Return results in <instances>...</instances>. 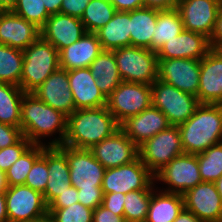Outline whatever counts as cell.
I'll return each mask as SVG.
<instances>
[{
	"mask_svg": "<svg viewBox=\"0 0 222 222\" xmlns=\"http://www.w3.org/2000/svg\"><path fill=\"white\" fill-rule=\"evenodd\" d=\"M20 128L32 144L43 145L39 139L59 132L60 138L49 143L48 146H60L67 133V116L59 110L53 109L39 100L33 93H25L21 104Z\"/></svg>",
	"mask_w": 222,
	"mask_h": 222,
	"instance_id": "6da1fadb",
	"label": "cell"
},
{
	"mask_svg": "<svg viewBox=\"0 0 222 222\" xmlns=\"http://www.w3.org/2000/svg\"><path fill=\"white\" fill-rule=\"evenodd\" d=\"M119 126L107 106L75 110L67 117V133L63 145L90 149L111 136Z\"/></svg>",
	"mask_w": 222,
	"mask_h": 222,
	"instance_id": "7a4b0ae2",
	"label": "cell"
},
{
	"mask_svg": "<svg viewBox=\"0 0 222 222\" xmlns=\"http://www.w3.org/2000/svg\"><path fill=\"white\" fill-rule=\"evenodd\" d=\"M178 128L184 153L196 155L204 152L222 142V105L200 104Z\"/></svg>",
	"mask_w": 222,
	"mask_h": 222,
	"instance_id": "3957f363",
	"label": "cell"
},
{
	"mask_svg": "<svg viewBox=\"0 0 222 222\" xmlns=\"http://www.w3.org/2000/svg\"><path fill=\"white\" fill-rule=\"evenodd\" d=\"M23 52V68L20 87L25 93H33L53 72L60 68L59 52L39 36Z\"/></svg>",
	"mask_w": 222,
	"mask_h": 222,
	"instance_id": "277c9868",
	"label": "cell"
},
{
	"mask_svg": "<svg viewBox=\"0 0 222 222\" xmlns=\"http://www.w3.org/2000/svg\"><path fill=\"white\" fill-rule=\"evenodd\" d=\"M112 51L122 81L152 85L158 79L157 53L136 46Z\"/></svg>",
	"mask_w": 222,
	"mask_h": 222,
	"instance_id": "5b68a950",
	"label": "cell"
},
{
	"mask_svg": "<svg viewBox=\"0 0 222 222\" xmlns=\"http://www.w3.org/2000/svg\"><path fill=\"white\" fill-rule=\"evenodd\" d=\"M152 105L161 110L170 125L186 122L200 105L198 98L157 79L151 85Z\"/></svg>",
	"mask_w": 222,
	"mask_h": 222,
	"instance_id": "8992f818",
	"label": "cell"
},
{
	"mask_svg": "<svg viewBox=\"0 0 222 222\" xmlns=\"http://www.w3.org/2000/svg\"><path fill=\"white\" fill-rule=\"evenodd\" d=\"M139 158L155 175L170 161L183 154L178 126L170 125L138 147Z\"/></svg>",
	"mask_w": 222,
	"mask_h": 222,
	"instance_id": "52a82bcc",
	"label": "cell"
},
{
	"mask_svg": "<svg viewBox=\"0 0 222 222\" xmlns=\"http://www.w3.org/2000/svg\"><path fill=\"white\" fill-rule=\"evenodd\" d=\"M152 105L151 85L124 82L107 97V109L120 125Z\"/></svg>",
	"mask_w": 222,
	"mask_h": 222,
	"instance_id": "ba28073f",
	"label": "cell"
},
{
	"mask_svg": "<svg viewBox=\"0 0 222 222\" xmlns=\"http://www.w3.org/2000/svg\"><path fill=\"white\" fill-rule=\"evenodd\" d=\"M154 179V174L138 157L129 164L106 169L101 188L104 194H127L134 190L153 189Z\"/></svg>",
	"mask_w": 222,
	"mask_h": 222,
	"instance_id": "9c48e42d",
	"label": "cell"
},
{
	"mask_svg": "<svg viewBox=\"0 0 222 222\" xmlns=\"http://www.w3.org/2000/svg\"><path fill=\"white\" fill-rule=\"evenodd\" d=\"M67 157L71 185L77 189L101 188L104 166L90 149H78L67 145L57 146Z\"/></svg>",
	"mask_w": 222,
	"mask_h": 222,
	"instance_id": "30bf717a",
	"label": "cell"
},
{
	"mask_svg": "<svg viewBox=\"0 0 222 222\" xmlns=\"http://www.w3.org/2000/svg\"><path fill=\"white\" fill-rule=\"evenodd\" d=\"M5 198L8 222H27L48 216L43 194L28 186L8 187Z\"/></svg>",
	"mask_w": 222,
	"mask_h": 222,
	"instance_id": "8fae6325",
	"label": "cell"
},
{
	"mask_svg": "<svg viewBox=\"0 0 222 222\" xmlns=\"http://www.w3.org/2000/svg\"><path fill=\"white\" fill-rule=\"evenodd\" d=\"M154 177L169 185L164 191L183 195L202 182L197 154L183 153L173 158Z\"/></svg>",
	"mask_w": 222,
	"mask_h": 222,
	"instance_id": "7c38bea8",
	"label": "cell"
},
{
	"mask_svg": "<svg viewBox=\"0 0 222 222\" xmlns=\"http://www.w3.org/2000/svg\"><path fill=\"white\" fill-rule=\"evenodd\" d=\"M200 60L158 59V79L198 98Z\"/></svg>",
	"mask_w": 222,
	"mask_h": 222,
	"instance_id": "4fadbf2b",
	"label": "cell"
},
{
	"mask_svg": "<svg viewBox=\"0 0 222 222\" xmlns=\"http://www.w3.org/2000/svg\"><path fill=\"white\" fill-rule=\"evenodd\" d=\"M221 5V0H178L176 8L185 30L210 39Z\"/></svg>",
	"mask_w": 222,
	"mask_h": 222,
	"instance_id": "5bb4252c",
	"label": "cell"
},
{
	"mask_svg": "<svg viewBox=\"0 0 222 222\" xmlns=\"http://www.w3.org/2000/svg\"><path fill=\"white\" fill-rule=\"evenodd\" d=\"M90 150L105 169L129 164L139 157L138 146L120 128Z\"/></svg>",
	"mask_w": 222,
	"mask_h": 222,
	"instance_id": "9a60e30c",
	"label": "cell"
},
{
	"mask_svg": "<svg viewBox=\"0 0 222 222\" xmlns=\"http://www.w3.org/2000/svg\"><path fill=\"white\" fill-rule=\"evenodd\" d=\"M185 209L203 222H222V199L213 182H201L183 194Z\"/></svg>",
	"mask_w": 222,
	"mask_h": 222,
	"instance_id": "2e32d148",
	"label": "cell"
},
{
	"mask_svg": "<svg viewBox=\"0 0 222 222\" xmlns=\"http://www.w3.org/2000/svg\"><path fill=\"white\" fill-rule=\"evenodd\" d=\"M198 100L222 105V50L211 49L200 60Z\"/></svg>",
	"mask_w": 222,
	"mask_h": 222,
	"instance_id": "e0dca14e",
	"label": "cell"
},
{
	"mask_svg": "<svg viewBox=\"0 0 222 222\" xmlns=\"http://www.w3.org/2000/svg\"><path fill=\"white\" fill-rule=\"evenodd\" d=\"M33 94L55 110L61 111L67 117L73 113L75 104L69 87L68 71L59 68L53 72Z\"/></svg>",
	"mask_w": 222,
	"mask_h": 222,
	"instance_id": "ac0fdd59",
	"label": "cell"
},
{
	"mask_svg": "<svg viewBox=\"0 0 222 222\" xmlns=\"http://www.w3.org/2000/svg\"><path fill=\"white\" fill-rule=\"evenodd\" d=\"M170 126L166 115L151 105L120 124V129L138 147Z\"/></svg>",
	"mask_w": 222,
	"mask_h": 222,
	"instance_id": "d6986e66",
	"label": "cell"
},
{
	"mask_svg": "<svg viewBox=\"0 0 222 222\" xmlns=\"http://www.w3.org/2000/svg\"><path fill=\"white\" fill-rule=\"evenodd\" d=\"M85 33L80 18L62 13L50 15L40 29V36L52 44L58 52L78 41Z\"/></svg>",
	"mask_w": 222,
	"mask_h": 222,
	"instance_id": "ffe728a7",
	"label": "cell"
},
{
	"mask_svg": "<svg viewBox=\"0 0 222 222\" xmlns=\"http://www.w3.org/2000/svg\"><path fill=\"white\" fill-rule=\"evenodd\" d=\"M211 49L208 37L183 29L179 35L163 45L157 53V57L158 59L201 60Z\"/></svg>",
	"mask_w": 222,
	"mask_h": 222,
	"instance_id": "44dd1931",
	"label": "cell"
},
{
	"mask_svg": "<svg viewBox=\"0 0 222 222\" xmlns=\"http://www.w3.org/2000/svg\"><path fill=\"white\" fill-rule=\"evenodd\" d=\"M68 79L76 110L107 105V98L95 84L89 67L69 70Z\"/></svg>",
	"mask_w": 222,
	"mask_h": 222,
	"instance_id": "7402d4cb",
	"label": "cell"
},
{
	"mask_svg": "<svg viewBox=\"0 0 222 222\" xmlns=\"http://www.w3.org/2000/svg\"><path fill=\"white\" fill-rule=\"evenodd\" d=\"M40 36V29L12 11L0 12V44L24 50Z\"/></svg>",
	"mask_w": 222,
	"mask_h": 222,
	"instance_id": "603a6c76",
	"label": "cell"
},
{
	"mask_svg": "<svg viewBox=\"0 0 222 222\" xmlns=\"http://www.w3.org/2000/svg\"><path fill=\"white\" fill-rule=\"evenodd\" d=\"M102 50L97 35L86 32L78 41L59 51V66L67 71L90 67Z\"/></svg>",
	"mask_w": 222,
	"mask_h": 222,
	"instance_id": "cb8c5ba5",
	"label": "cell"
},
{
	"mask_svg": "<svg viewBox=\"0 0 222 222\" xmlns=\"http://www.w3.org/2000/svg\"><path fill=\"white\" fill-rule=\"evenodd\" d=\"M48 182L42 193L48 206L71 186L70 167L66 155L57 146H47Z\"/></svg>",
	"mask_w": 222,
	"mask_h": 222,
	"instance_id": "d4e9b609",
	"label": "cell"
},
{
	"mask_svg": "<svg viewBox=\"0 0 222 222\" xmlns=\"http://www.w3.org/2000/svg\"><path fill=\"white\" fill-rule=\"evenodd\" d=\"M103 50L131 46L130 11H116L113 18L95 32Z\"/></svg>",
	"mask_w": 222,
	"mask_h": 222,
	"instance_id": "484cf974",
	"label": "cell"
},
{
	"mask_svg": "<svg viewBox=\"0 0 222 222\" xmlns=\"http://www.w3.org/2000/svg\"><path fill=\"white\" fill-rule=\"evenodd\" d=\"M158 10L154 8H140L130 11L131 46L150 49L152 51V37L157 23Z\"/></svg>",
	"mask_w": 222,
	"mask_h": 222,
	"instance_id": "4316f807",
	"label": "cell"
},
{
	"mask_svg": "<svg viewBox=\"0 0 222 222\" xmlns=\"http://www.w3.org/2000/svg\"><path fill=\"white\" fill-rule=\"evenodd\" d=\"M95 84L107 98L122 82L113 51L102 50L89 67Z\"/></svg>",
	"mask_w": 222,
	"mask_h": 222,
	"instance_id": "83f0119b",
	"label": "cell"
},
{
	"mask_svg": "<svg viewBox=\"0 0 222 222\" xmlns=\"http://www.w3.org/2000/svg\"><path fill=\"white\" fill-rule=\"evenodd\" d=\"M184 208L183 195L166 191L154 195L152 192L145 222H173Z\"/></svg>",
	"mask_w": 222,
	"mask_h": 222,
	"instance_id": "f1b7e54d",
	"label": "cell"
},
{
	"mask_svg": "<svg viewBox=\"0 0 222 222\" xmlns=\"http://www.w3.org/2000/svg\"><path fill=\"white\" fill-rule=\"evenodd\" d=\"M183 22L177 8L158 10L157 23L152 37V52L158 53L163 45L179 35Z\"/></svg>",
	"mask_w": 222,
	"mask_h": 222,
	"instance_id": "f546056e",
	"label": "cell"
},
{
	"mask_svg": "<svg viewBox=\"0 0 222 222\" xmlns=\"http://www.w3.org/2000/svg\"><path fill=\"white\" fill-rule=\"evenodd\" d=\"M25 92L21 87L0 82V122L20 128L21 104Z\"/></svg>",
	"mask_w": 222,
	"mask_h": 222,
	"instance_id": "4dcf8cb0",
	"label": "cell"
},
{
	"mask_svg": "<svg viewBox=\"0 0 222 222\" xmlns=\"http://www.w3.org/2000/svg\"><path fill=\"white\" fill-rule=\"evenodd\" d=\"M22 68V50L0 44V82L20 87Z\"/></svg>",
	"mask_w": 222,
	"mask_h": 222,
	"instance_id": "1f68e13d",
	"label": "cell"
},
{
	"mask_svg": "<svg viewBox=\"0 0 222 222\" xmlns=\"http://www.w3.org/2000/svg\"><path fill=\"white\" fill-rule=\"evenodd\" d=\"M116 9L109 0H90L81 21L86 32L95 33L110 21Z\"/></svg>",
	"mask_w": 222,
	"mask_h": 222,
	"instance_id": "d6a6232c",
	"label": "cell"
},
{
	"mask_svg": "<svg viewBox=\"0 0 222 222\" xmlns=\"http://www.w3.org/2000/svg\"><path fill=\"white\" fill-rule=\"evenodd\" d=\"M47 145L32 144L5 172L7 186L24 185L26 177L34 162L42 155L43 149Z\"/></svg>",
	"mask_w": 222,
	"mask_h": 222,
	"instance_id": "836d02e7",
	"label": "cell"
},
{
	"mask_svg": "<svg viewBox=\"0 0 222 222\" xmlns=\"http://www.w3.org/2000/svg\"><path fill=\"white\" fill-rule=\"evenodd\" d=\"M153 189L134 190L125 194L124 213L126 222H145Z\"/></svg>",
	"mask_w": 222,
	"mask_h": 222,
	"instance_id": "e575fe53",
	"label": "cell"
},
{
	"mask_svg": "<svg viewBox=\"0 0 222 222\" xmlns=\"http://www.w3.org/2000/svg\"><path fill=\"white\" fill-rule=\"evenodd\" d=\"M199 172L203 182H215L222 175V142L197 154Z\"/></svg>",
	"mask_w": 222,
	"mask_h": 222,
	"instance_id": "d590c367",
	"label": "cell"
},
{
	"mask_svg": "<svg viewBox=\"0 0 222 222\" xmlns=\"http://www.w3.org/2000/svg\"><path fill=\"white\" fill-rule=\"evenodd\" d=\"M43 2V0H17L12 12L41 29L50 17Z\"/></svg>",
	"mask_w": 222,
	"mask_h": 222,
	"instance_id": "8d00e7d4",
	"label": "cell"
},
{
	"mask_svg": "<svg viewBox=\"0 0 222 222\" xmlns=\"http://www.w3.org/2000/svg\"><path fill=\"white\" fill-rule=\"evenodd\" d=\"M51 222H93V209L80 202L67 208H48Z\"/></svg>",
	"mask_w": 222,
	"mask_h": 222,
	"instance_id": "74e56055",
	"label": "cell"
},
{
	"mask_svg": "<svg viewBox=\"0 0 222 222\" xmlns=\"http://www.w3.org/2000/svg\"><path fill=\"white\" fill-rule=\"evenodd\" d=\"M48 175L46 146L42 155L34 162L24 185L43 193L47 186Z\"/></svg>",
	"mask_w": 222,
	"mask_h": 222,
	"instance_id": "f35d334b",
	"label": "cell"
},
{
	"mask_svg": "<svg viewBox=\"0 0 222 222\" xmlns=\"http://www.w3.org/2000/svg\"><path fill=\"white\" fill-rule=\"evenodd\" d=\"M31 145L32 143L23 136L14 145L1 149L0 170L6 172Z\"/></svg>",
	"mask_w": 222,
	"mask_h": 222,
	"instance_id": "ab89813d",
	"label": "cell"
},
{
	"mask_svg": "<svg viewBox=\"0 0 222 222\" xmlns=\"http://www.w3.org/2000/svg\"><path fill=\"white\" fill-rule=\"evenodd\" d=\"M78 190V200L84 206L96 209L99 205H102L104 193L102 188L94 189H77Z\"/></svg>",
	"mask_w": 222,
	"mask_h": 222,
	"instance_id": "60d3db41",
	"label": "cell"
},
{
	"mask_svg": "<svg viewBox=\"0 0 222 222\" xmlns=\"http://www.w3.org/2000/svg\"><path fill=\"white\" fill-rule=\"evenodd\" d=\"M22 137L21 128L0 122V150L14 145Z\"/></svg>",
	"mask_w": 222,
	"mask_h": 222,
	"instance_id": "b9f144b4",
	"label": "cell"
},
{
	"mask_svg": "<svg viewBox=\"0 0 222 222\" xmlns=\"http://www.w3.org/2000/svg\"><path fill=\"white\" fill-rule=\"evenodd\" d=\"M124 199L123 193H105L102 201V206L111 210L117 216H123L124 213Z\"/></svg>",
	"mask_w": 222,
	"mask_h": 222,
	"instance_id": "7bdbcfd3",
	"label": "cell"
},
{
	"mask_svg": "<svg viewBox=\"0 0 222 222\" xmlns=\"http://www.w3.org/2000/svg\"><path fill=\"white\" fill-rule=\"evenodd\" d=\"M79 202L78 190L72 185L64 192L58 195L49 205L48 208H67L74 203Z\"/></svg>",
	"mask_w": 222,
	"mask_h": 222,
	"instance_id": "ee69618b",
	"label": "cell"
},
{
	"mask_svg": "<svg viewBox=\"0 0 222 222\" xmlns=\"http://www.w3.org/2000/svg\"><path fill=\"white\" fill-rule=\"evenodd\" d=\"M90 0H63L60 13L80 18Z\"/></svg>",
	"mask_w": 222,
	"mask_h": 222,
	"instance_id": "f6af8a7d",
	"label": "cell"
},
{
	"mask_svg": "<svg viewBox=\"0 0 222 222\" xmlns=\"http://www.w3.org/2000/svg\"><path fill=\"white\" fill-rule=\"evenodd\" d=\"M93 222H126L124 216H117L111 210L99 205L93 210Z\"/></svg>",
	"mask_w": 222,
	"mask_h": 222,
	"instance_id": "bcb514c9",
	"label": "cell"
},
{
	"mask_svg": "<svg viewBox=\"0 0 222 222\" xmlns=\"http://www.w3.org/2000/svg\"><path fill=\"white\" fill-rule=\"evenodd\" d=\"M209 41L211 48L222 50V5L218 12L214 30L212 35L210 36Z\"/></svg>",
	"mask_w": 222,
	"mask_h": 222,
	"instance_id": "7dc6e473",
	"label": "cell"
},
{
	"mask_svg": "<svg viewBox=\"0 0 222 222\" xmlns=\"http://www.w3.org/2000/svg\"><path fill=\"white\" fill-rule=\"evenodd\" d=\"M116 11H132L144 7V0H109Z\"/></svg>",
	"mask_w": 222,
	"mask_h": 222,
	"instance_id": "c3c4849f",
	"label": "cell"
},
{
	"mask_svg": "<svg viewBox=\"0 0 222 222\" xmlns=\"http://www.w3.org/2000/svg\"><path fill=\"white\" fill-rule=\"evenodd\" d=\"M178 0H144V7L157 10H167L175 8Z\"/></svg>",
	"mask_w": 222,
	"mask_h": 222,
	"instance_id": "681fc988",
	"label": "cell"
},
{
	"mask_svg": "<svg viewBox=\"0 0 222 222\" xmlns=\"http://www.w3.org/2000/svg\"><path fill=\"white\" fill-rule=\"evenodd\" d=\"M44 6L50 15L60 13L63 0H43Z\"/></svg>",
	"mask_w": 222,
	"mask_h": 222,
	"instance_id": "f907efd6",
	"label": "cell"
},
{
	"mask_svg": "<svg viewBox=\"0 0 222 222\" xmlns=\"http://www.w3.org/2000/svg\"><path fill=\"white\" fill-rule=\"evenodd\" d=\"M173 222H203V221L198 219L192 212L184 208Z\"/></svg>",
	"mask_w": 222,
	"mask_h": 222,
	"instance_id": "816d5d0a",
	"label": "cell"
},
{
	"mask_svg": "<svg viewBox=\"0 0 222 222\" xmlns=\"http://www.w3.org/2000/svg\"><path fill=\"white\" fill-rule=\"evenodd\" d=\"M0 222H8L5 192H0Z\"/></svg>",
	"mask_w": 222,
	"mask_h": 222,
	"instance_id": "f5cc1de1",
	"label": "cell"
},
{
	"mask_svg": "<svg viewBox=\"0 0 222 222\" xmlns=\"http://www.w3.org/2000/svg\"><path fill=\"white\" fill-rule=\"evenodd\" d=\"M17 3V0H0L1 11H12Z\"/></svg>",
	"mask_w": 222,
	"mask_h": 222,
	"instance_id": "db71d44e",
	"label": "cell"
},
{
	"mask_svg": "<svg viewBox=\"0 0 222 222\" xmlns=\"http://www.w3.org/2000/svg\"><path fill=\"white\" fill-rule=\"evenodd\" d=\"M7 188L6 174L4 171L0 170V192H5Z\"/></svg>",
	"mask_w": 222,
	"mask_h": 222,
	"instance_id": "11a10c76",
	"label": "cell"
},
{
	"mask_svg": "<svg viewBox=\"0 0 222 222\" xmlns=\"http://www.w3.org/2000/svg\"><path fill=\"white\" fill-rule=\"evenodd\" d=\"M214 183H215L217 191L222 199V175Z\"/></svg>",
	"mask_w": 222,
	"mask_h": 222,
	"instance_id": "9f6ffc18",
	"label": "cell"
},
{
	"mask_svg": "<svg viewBox=\"0 0 222 222\" xmlns=\"http://www.w3.org/2000/svg\"><path fill=\"white\" fill-rule=\"evenodd\" d=\"M27 222H51L49 217L46 216L44 218H41V219H37V220H33V221H27Z\"/></svg>",
	"mask_w": 222,
	"mask_h": 222,
	"instance_id": "6f0895ef",
	"label": "cell"
}]
</instances>
